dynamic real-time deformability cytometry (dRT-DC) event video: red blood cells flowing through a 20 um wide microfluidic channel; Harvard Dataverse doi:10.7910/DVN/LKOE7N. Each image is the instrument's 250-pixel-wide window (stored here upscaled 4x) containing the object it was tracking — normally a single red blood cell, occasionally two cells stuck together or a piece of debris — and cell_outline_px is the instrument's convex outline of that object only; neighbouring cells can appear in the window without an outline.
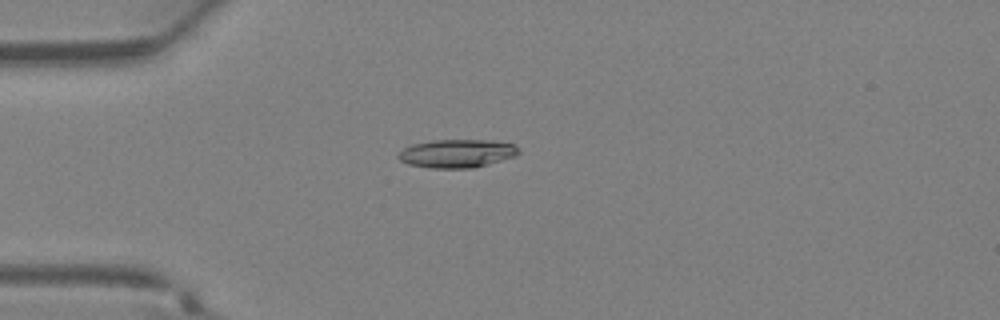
{"species": "Egyptian fruit bat (a non-hibernating species)", "species_latin": "Rousettus aegyptiacus", "temperature_condition": "warm", "stored_images_in_passage": 37, "camera_frame_rate_fps": 3000, "um_per_image_px": 0.085, "animal": {"sex": "female"}, "frame": {"image": 1, "passage_image": 10, "time_ms": 3.0, "image_size_px": [1000, 320], "cell_outline_px": [[520, 152], [516, 156], [488, 164], [472, 168], [428, 168], [408, 164], [400, 160], [396, 156], [404, 148], [412, 144], [432, 140], [492, 140], [516, 144], [520, 148]], "centroid_in_image_um": [38.87, 13.04], "position_along_channel_um": 46.1, "area_um2": 20.06}}
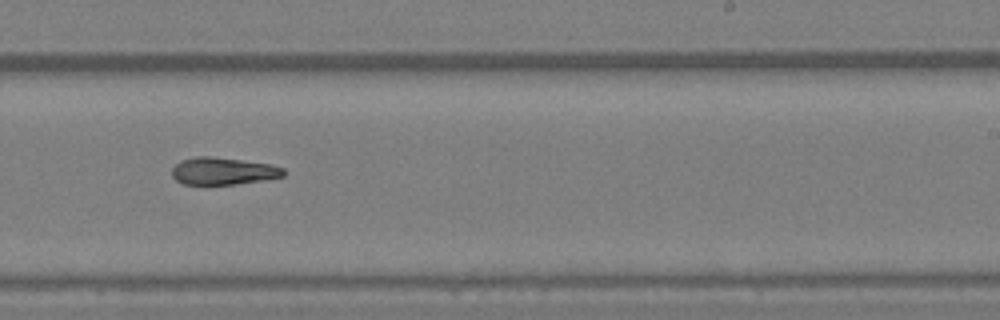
{"frame": {"image": 2, "passage_image": 23, "time_ms": 7.333, "image_size_px": [1000, 320], "cell_outline_px": [[284, 176], [264, 180], [236, 184], [184, 184], [176, 180], [172, 176], [172, 168], [180, 160], [196, 156], [212, 156], [272, 164], [284, 168]], "centroid_in_image_um": [18.96, 14.53], "position_along_channel_um": 270.0, "area_um2": 17.8}}
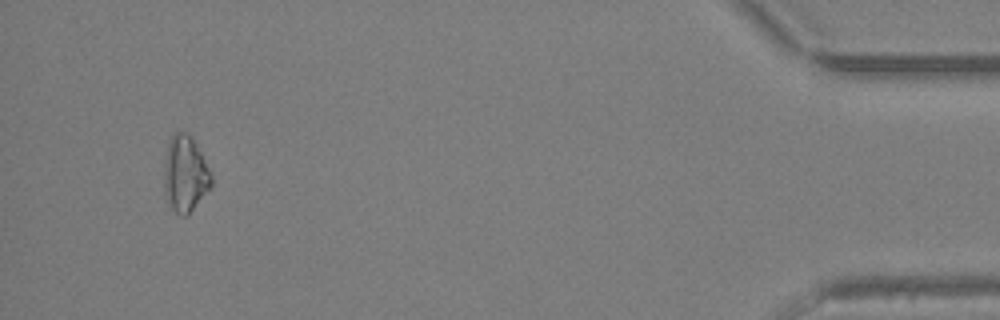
{"frame": {"image": 3, "passage_image": 35, "time_ms": 11.333, "image_size_px": [1000, 320], "cell_outline_px": [[212, 184], [192, 208], [184, 216], [180, 216], [168, 208], [164, 192], [164, 160], [168, 144], [172, 136], [176, 132], [188, 132], [196, 144], [212, 176]], "centroid_in_image_um": [15.69, 14.79], "position_along_channel_um": 419.5, "area_um2": 20.75}}